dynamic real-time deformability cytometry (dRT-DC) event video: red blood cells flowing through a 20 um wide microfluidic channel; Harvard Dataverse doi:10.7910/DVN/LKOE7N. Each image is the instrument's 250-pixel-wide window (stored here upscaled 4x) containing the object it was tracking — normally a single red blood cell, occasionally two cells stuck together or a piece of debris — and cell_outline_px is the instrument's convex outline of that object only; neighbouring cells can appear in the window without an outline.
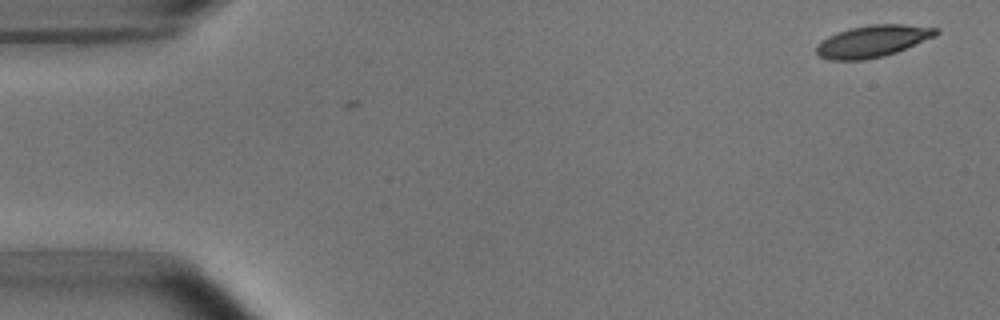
{"species": "common noctule bat (a hibernating species)", "species_latin": "Nyctalus noctula", "temperature_condition": "room temperature", "stored_images_in_passage": 6, "camera_frame_rate_fps": 3000, "um_per_image_px": 0.085, "animal": {"sex": "male", "body_mass_g": 15.6}, "frame": {"image": 1, "passage_image": 1, "time_ms": 0.0, "image_size_px": [1000, 320], "cell_outline_px": [[940, 32], [936, 36], [896, 52], [884, 56], [864, 60], [828, 60], [820, 56], [816, 52], [816, 44], [820, 40], [836, 32], [848, 28], [868, 24], [904, 24], [940, 28]], "centroid_in_image_um": [74.16, 3.49], "position_along_channel_um": 10.8, "area_um2": 22.54}}